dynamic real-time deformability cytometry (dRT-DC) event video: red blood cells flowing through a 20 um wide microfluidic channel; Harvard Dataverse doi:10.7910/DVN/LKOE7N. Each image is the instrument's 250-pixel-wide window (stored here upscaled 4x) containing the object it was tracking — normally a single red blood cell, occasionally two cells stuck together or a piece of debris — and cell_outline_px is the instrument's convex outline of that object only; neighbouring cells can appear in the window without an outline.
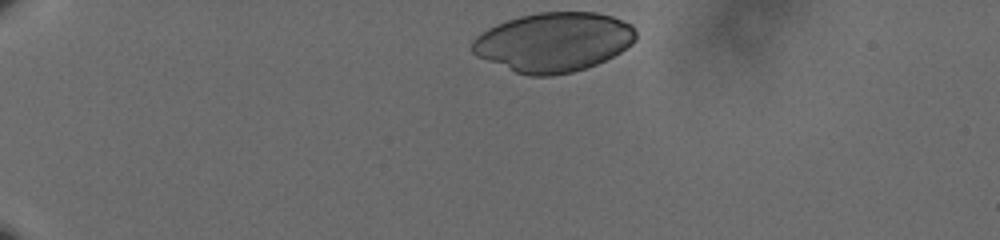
{"species": "human", "species_latin": "Homo sapiens", "temperature_condition": "cold", "stored_images_in_passage": 42, "camera_frame_rate_fps": 3000, "um_per_image_px": 0.085, "donor": {"sex": "male"}, "frame": {"image": 1, "passage_image": 1, "time_ms": 0.0, "image_size_px": [1000, 240], "cell_outline_px": [[636, 40], [632, 44], [620, 52], [596, 64], [572, 72], [552, 76], [528, 76], [516, 72], [476, 56], [472, 52], [472, 40], [480, 32], [496, 24], [520, 16], [540, 12], [596, 12], [612, 16], [632, 24], [636, 28]], "centroid_in_image_um": [47.06, 3.57], "position_along_channel_um": 37.9, "area_um2": 56.64}}
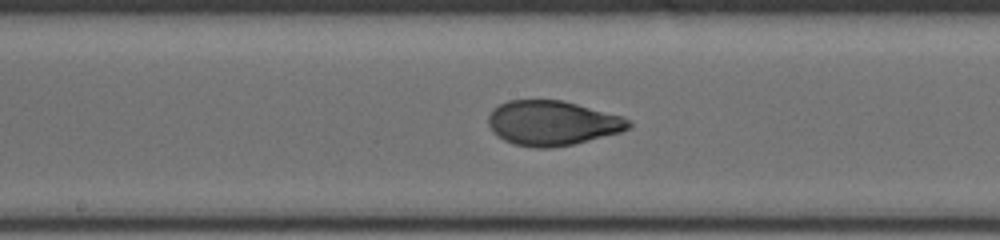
{"frame": {"image": 2, "passage_image": 17, "time_ms": 5.333, "image_size_px": [1000, 240], "cell_outline_px": [[632, 124], [628, 128], [620, 132], [572, 144], [552, 148], [536, 148], [512, 144], [496, 136], [492, 132], [488, 124], [488, 116], [492, 108], [508, 100], [560, 100], [624, 116], [632, 120]], "centroid_in_image_um": [46.92, 10.46], "position_along_channel_um": 201.3, "area_um2": 36.7}}
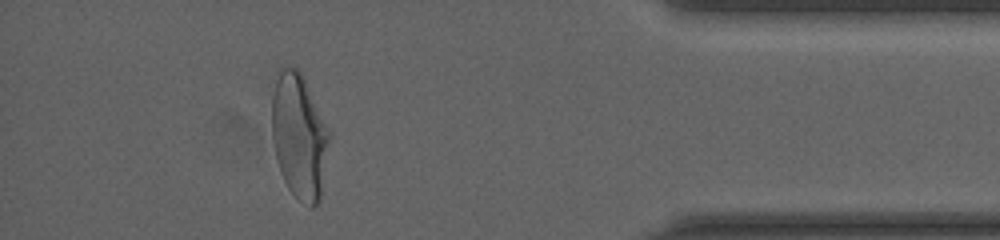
{"frame": {"image": 3, "passage_image": 37, "time_ms": 12.0, "image_size_px": [1000, 240], "cell_outline_px": [[332, 132], [320, 200], [312, 208], [296, 196], [288, 188], [280, 172], [276, 160], [272, 140], [272, 96], [276, 80], [280, 68], [296, 68], [300, 72]], "centroid_in_image_um": [25.45, 11.6], "position_along_channel_um": 409.7, "area_um2": 42.02}, "authors_computed_cell_mechanics": {"area_um2": 36.8475, "velocity_mm_per_s": 3.6111, "shape_relaxation_time_tau1_ms": 4.8975, "shape_relaxation_time_tau2_ms": null, "deformation_change_tau1": 0.1725, "deformation_change_tau2": null}}